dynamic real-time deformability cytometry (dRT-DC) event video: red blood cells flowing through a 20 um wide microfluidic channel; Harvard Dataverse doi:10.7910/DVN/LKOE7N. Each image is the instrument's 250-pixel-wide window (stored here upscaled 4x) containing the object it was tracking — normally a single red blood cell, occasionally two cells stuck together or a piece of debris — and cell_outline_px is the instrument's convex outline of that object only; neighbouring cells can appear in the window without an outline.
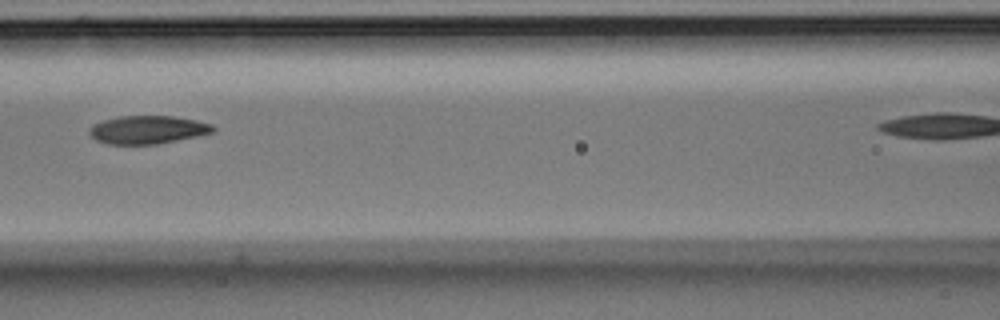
{"species": "Egyptian fruit bat (a non-hibernating species)", "species_latin": "Rousettus aegyptiacus", "temperature_condition": "room temperature", "stored_images_in_passage": 6, "camera_frame_rate_fps": 3000, "um_per_image_px": 0.085, "animal": {"sex": "male"}, "frame": {"image": 1, "passage_image": 5, "time_ms": 1.333, "image_size_px": [1000, 320], "cell_outline_px": [[216, 132], [156, 144], [108, 144], [96, 140], [88, 132], [88, 128], [92, 124], [104, 120], [120, 116], [172, 116], [196, 120], [212, 124], [216, 128]], "centroid_in_image_um": [12.55, 11.02], "position_along_channel_um": 154.0, "area_um2": 20.29}}